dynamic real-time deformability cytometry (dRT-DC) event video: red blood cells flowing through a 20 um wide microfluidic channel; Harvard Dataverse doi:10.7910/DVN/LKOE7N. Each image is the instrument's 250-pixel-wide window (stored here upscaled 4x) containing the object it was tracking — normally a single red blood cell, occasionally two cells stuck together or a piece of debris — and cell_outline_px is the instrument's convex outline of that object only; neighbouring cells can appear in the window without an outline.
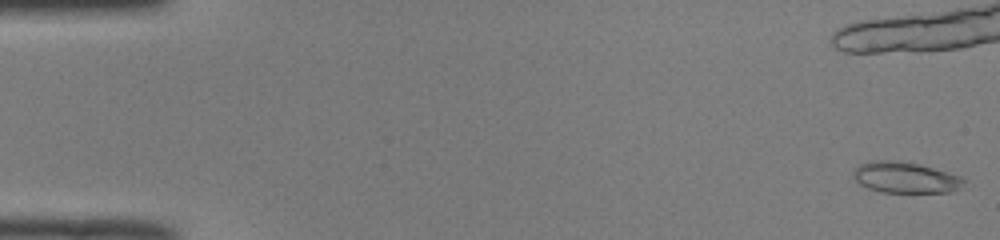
{"species": "common noctule bat (a hibernating species)", "species_latin": "Nyctalus noctula", "temperature_condition": "room temperature", "stored_images_in_passage": 19, "camera_frame_rate_fps": 3000, "um_per_image_px": 0.085, "animal": {"sex": "male", "body_mass_g": 19.0, "forearm_length_mm": 50.8}, "frame": {"image": 1, "passage_image": 1, "time_ms": 0.0, "image_size_px": [1000, 240], "cell_outline_px": [[968, 180], [956, 188], [948, 192], [880, 192], [868, 188], [860, 184], [852, 176], [852, 172], [860, 164], [872, 160], [896, 160], [920, 164], [960, 176]], "centroid_in_image_um": [76.91, 15.07], "position_along_channel_um": 8.1, "area_um2": 19.88}}